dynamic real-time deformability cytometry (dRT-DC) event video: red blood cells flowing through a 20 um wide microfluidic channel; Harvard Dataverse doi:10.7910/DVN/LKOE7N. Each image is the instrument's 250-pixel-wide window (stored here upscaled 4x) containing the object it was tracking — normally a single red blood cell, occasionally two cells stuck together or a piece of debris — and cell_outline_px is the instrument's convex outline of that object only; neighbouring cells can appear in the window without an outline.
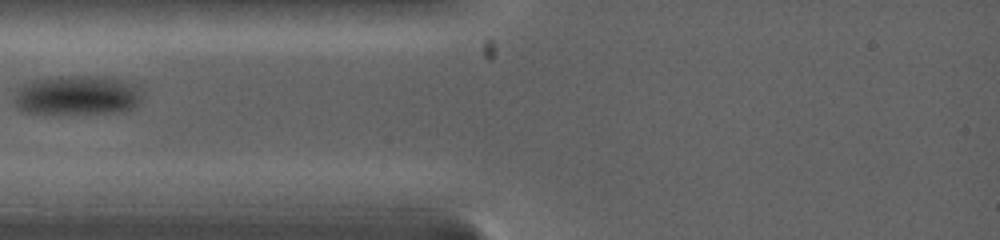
{"species": "common noctule bat (a hibernating species)", "species_latin": "Nyctalus noctula", "temperature_condition": "warm", "stored_images_in_passage": 7, "camera_frame_rate_fps": 5000, "um_per_image_px": 0.085, "animal": {"sex": "female", "body_mass_g": 19.0, "forearm_length_mm": 53.3}, "frame": {"image": 1, "passage_image": 1, "time_ms": 0.0, "image_size_px": [1000, 240], "cell_outline_px": [[140, 100], [132, 108], [120, 112], [56, 116], [24, 112], [16, 108], [12, 100], [12, 96], [16, 88], [32, 80], [56, 76], [100, 76], [124, 80], [140, 84]], "centroid_in_image_um": [6.48, 8.13], "position_along_channel_um": 78.5, "area_um2": 30.92}}
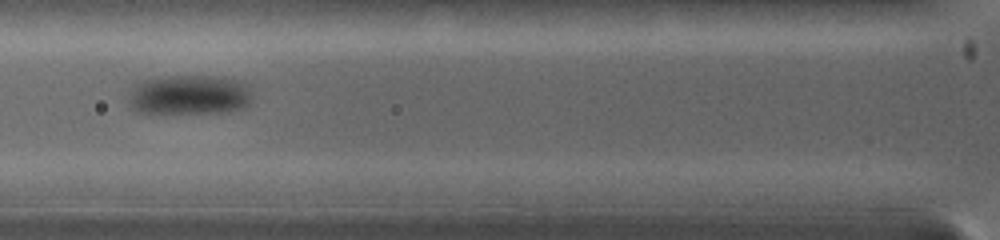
{"frame": {"image": 2, "passage_image": 3, "time_ms": 0.8, "image_size_px": [1000, 240], "cell_outline_px": [[252, 100], [244, 108], [224, 112], [140, 112], [132, 108], [128, 104], [128, 100], [136, 84], [140, 80], [160, 76], [220, 76], [248, 84], [252, 96]], "centroid_in_image_um": [16.11, 8.04], "position_along_channel_um": 109.7, "area_um2": 28.61}}
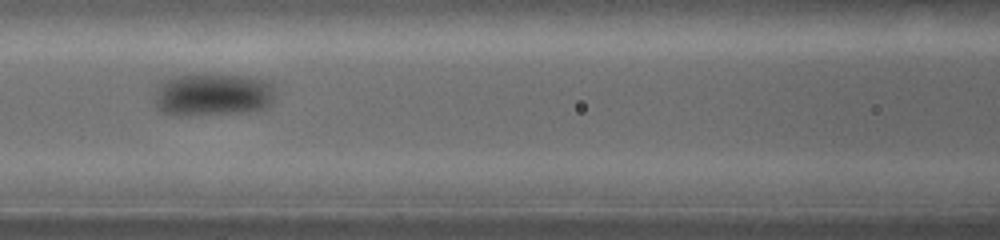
{"frame": {"image": 3, "passage_image": 6, "time_ms": 1.8, "image_size_px": [1000, 240], "cell_outline_px": [[272, 104], [264, 108], [252, 112], [176, 116], [160, 112], [156, 108], [156, 88], [164, 80], [176, 76], [240, 76], [264, 80], [272, 84]], "centroid_in_image_um": [18.05, 8.1], "position_along_channel_um": 148.5, "area_um2": 29.59}}